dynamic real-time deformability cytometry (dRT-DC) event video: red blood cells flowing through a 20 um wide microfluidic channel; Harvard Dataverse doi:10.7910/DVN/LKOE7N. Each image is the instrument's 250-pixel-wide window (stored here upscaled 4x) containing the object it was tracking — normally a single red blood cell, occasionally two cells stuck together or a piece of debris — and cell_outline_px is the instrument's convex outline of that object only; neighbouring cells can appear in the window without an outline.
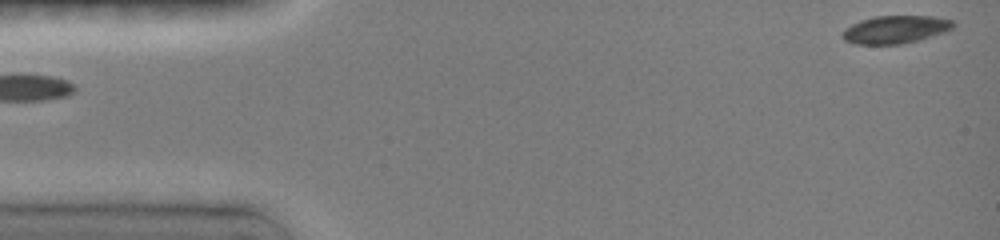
{"species": "common noctule bat (a hibernating species)", "species_latin": "Nyctalus noctula", "temperature_condition": "room temperature", "stored_images_in_passage": 4, "segment_of_instrument_passage": [2, 2], "camera_frame_rate_fps": 3000, "um_per_image_px": 0.085, "animal": {"sex": "female", "body_mass_g": 19.0, "forearm_length_mm": 51.5}, "frame": {"image": 1, "passage_image": 4, "time_ms": 2.0, "image_size_px": [1000, 240], "cell_outline_px": [[956, 24], [952, 28], [944, 32], [920, 40], [904, 44], [852, 44], [844, 40], [840, 36], [852, 24], [860, 20], [876, 16], [932, 16], [952, 20]], "centroid_in_image_um": [76.12, 2.51], "position_along_channel_um": 8.9, "area_um2": 17.98}}